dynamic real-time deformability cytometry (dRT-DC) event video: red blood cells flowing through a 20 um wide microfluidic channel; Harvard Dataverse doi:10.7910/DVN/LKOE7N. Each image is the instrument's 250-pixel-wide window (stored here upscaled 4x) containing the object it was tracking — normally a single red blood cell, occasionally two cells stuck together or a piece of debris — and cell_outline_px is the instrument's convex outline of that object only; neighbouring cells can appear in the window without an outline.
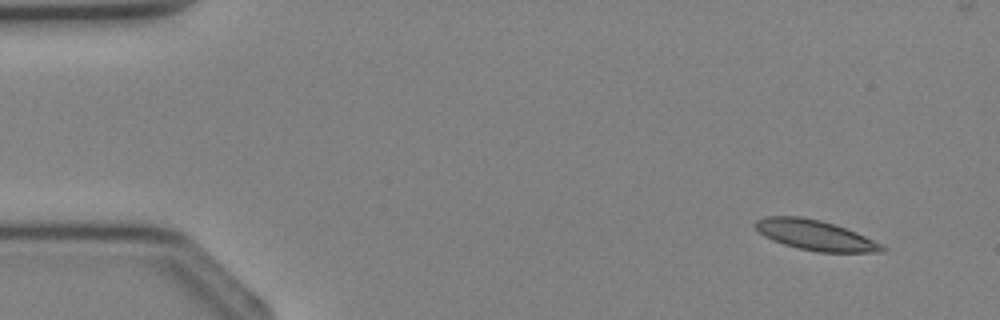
{"species": "Egyptian fruit bat (a non-hibernating species)", "species_latin": "Rousettus aegyptiacus", "temperature_condition": "cold", "stored_images_in_passage": 3, "camera_frame_rate_fps": 3000, "um_per_image_px": 0.085, "animal": {"sex": "female"}, "frame": {"image": 1, "passage_image": 1, "time_ms": 0.0, "image_size_px": [1000, 320], "cell_outline_px": [[888, 248], [884, 252], [820, 252], [800, 248], [784, 244], [772, 240], [764, 236], [752, 224], [756, 220], [764, 216], [800, 216], [820, 220], [856, 232]], "centroid_in_image_um": [69.25, 19.98], "position_along_channel_um": 15.7, "area_um2": 22.02}}
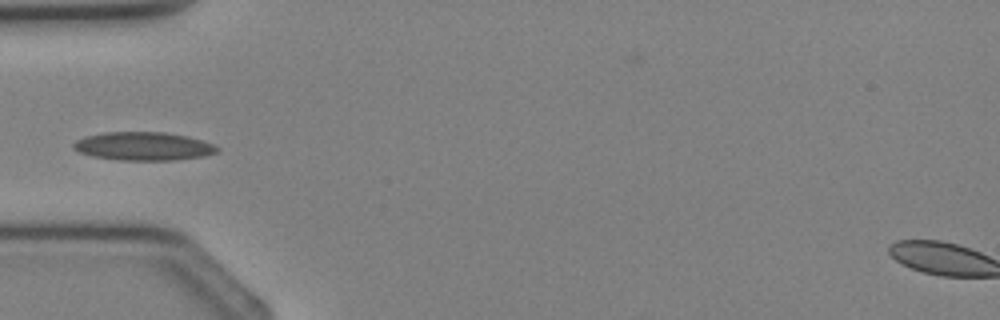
{"frame": {"image": 2, "passage_image": 3, "time_ms": 3.0, "image_size_px": [1000, 320], "cell_outline_px": [[220, 148], [216, 152], [204, 156], [172, 160], [120, 160], [92, 156], [80, 152], [72, 148], [72, 144], [76, 140], [84, 136], [104, 132], [164, 132], [188, 136], [216, 144]], "centroid_in_image_um": [12.19, 12.42], "position_along_channel_um": 72.8, "area_um2": 23.87}}